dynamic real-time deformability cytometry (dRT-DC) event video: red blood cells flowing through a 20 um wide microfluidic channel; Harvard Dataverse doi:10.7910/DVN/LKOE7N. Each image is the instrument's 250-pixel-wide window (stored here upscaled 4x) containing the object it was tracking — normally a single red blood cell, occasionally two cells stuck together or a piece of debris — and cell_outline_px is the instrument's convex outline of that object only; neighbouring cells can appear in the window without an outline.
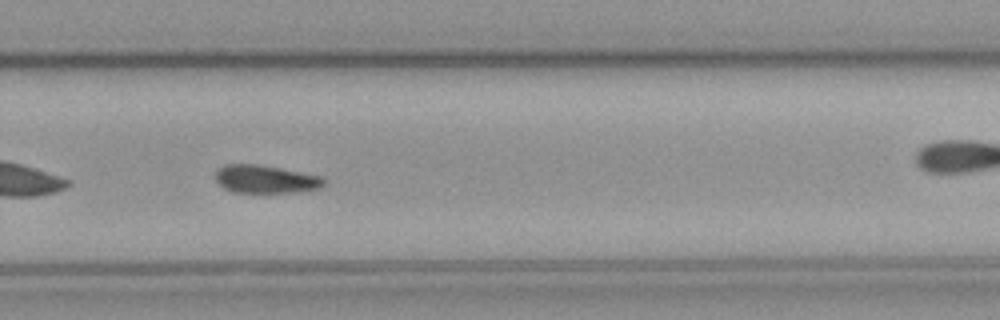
{"species": "common noctule bat (a hibernating species)", "species_latin": "Nyctalus noctula", "temperature_condition": "cold", "stored_images_in_passage": 37, "camera_frame_rate_fps": 3000, "um_per_image_px": 0.085, "animal": {"sex": "male", "body_mass_g": 23.1, "forearm_length_mm": 52.7}, "frame": {"image": 1, "passage_image": 27, "time_ms": 8.667, "image_size_px": [1000, 320], "cell_outline_px": [[324, 184], [320, 188], [300, 192], [232, 192], [224, 188], [216, 180], [216, 172], [224, 164], [256, 164], [320, 176], [324, 180]], "centroid_in_image_um": [22.55, 15.24], "position_along_channel_um": 307.3, "area_um2": 17.4}, "authors_computed_cell_mechanics": {"area_um2": 19.1318, "velocity_mm_per_s": 3.6637, "shape_relaxation_time_tau1_ms": 4.6502, "shape_relaxation_time_tau2_ms": null, "deformation_change_tau1": 0.1094, "deformation_change_tau2": null}}